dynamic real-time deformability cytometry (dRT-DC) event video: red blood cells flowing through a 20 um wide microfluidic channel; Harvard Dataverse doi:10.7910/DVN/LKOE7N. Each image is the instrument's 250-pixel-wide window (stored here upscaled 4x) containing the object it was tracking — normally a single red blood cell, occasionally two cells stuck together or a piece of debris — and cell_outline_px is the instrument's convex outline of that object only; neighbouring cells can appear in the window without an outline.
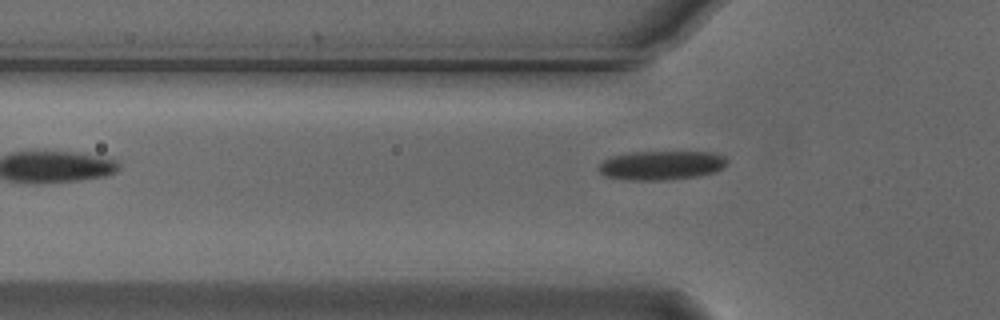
{"species": "Egyptian fruit bat (a non-hibernating species)", "species_latin": "Rousettus aegyptiacus", "temperature_condition": "cold", "stored_images_in_passage": 4, "camera_frame_rate_fps": 3000, "um_per_image_px": 0.085, "animal": {"sex": "male"}, "frame": {"image": 1, "passage_image": 2, "time_ms": 0.333, "image_size_px": [1000, 320], "cell_outline_px": [[728, 160], [724, 168], [716, 172], [696, 176], [672, 180], [628, 180], [604, 176], [596, 168], [604, 160], [612, 156], [628, 152], [712, 152], [724, 156]], "centroid_in_image_um": [56.22, 14.05], "position_along_channel_um": 69.6, "area_um2": 22.02}}